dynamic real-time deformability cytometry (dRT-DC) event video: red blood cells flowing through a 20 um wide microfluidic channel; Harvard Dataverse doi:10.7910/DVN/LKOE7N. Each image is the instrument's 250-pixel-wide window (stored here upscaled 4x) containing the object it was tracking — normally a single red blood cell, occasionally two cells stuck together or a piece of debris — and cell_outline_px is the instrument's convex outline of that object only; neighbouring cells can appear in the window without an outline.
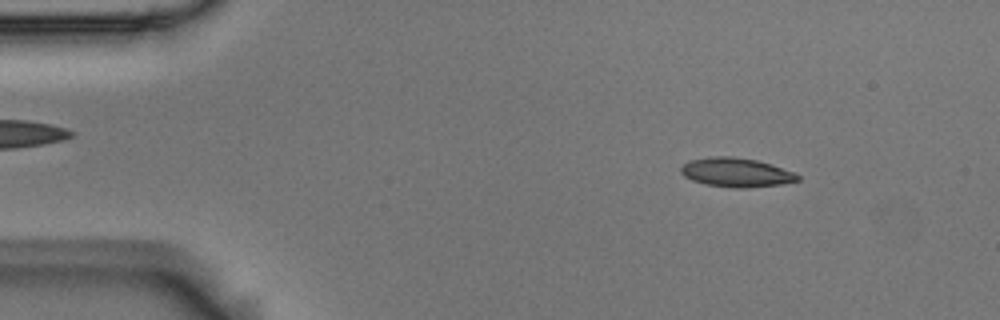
{"species": "Egyptian fruit bat (a non-hibernating species)", "species_latin": "Rousettus aegyptiacus", "temperature_condition": "room temperature", "stored_images_in_passage": 3, "camera_frame_rate_fps": 3000, "um_per_image_px": 0.085, "animal": {"sex": "male"}, "frame": {"image": 1, "passage_image": 1, "time_ms": 0.0, "image_size_px": [1000, 320], "cell_outline_px": [[800, 180], [780, 184], [744, 188], [732, 188], [704, 184], [692, 180], [684, 176], [680, 172], [680, 168], [688, 160], [712, 156], [732, 156], [756, 160], [772, 164], [796, 172], [800, 176]], "centroid_in_image_um": [62.58, 14.65], "position_along_channel_um": 22.4, "area_um2": 20.0}}